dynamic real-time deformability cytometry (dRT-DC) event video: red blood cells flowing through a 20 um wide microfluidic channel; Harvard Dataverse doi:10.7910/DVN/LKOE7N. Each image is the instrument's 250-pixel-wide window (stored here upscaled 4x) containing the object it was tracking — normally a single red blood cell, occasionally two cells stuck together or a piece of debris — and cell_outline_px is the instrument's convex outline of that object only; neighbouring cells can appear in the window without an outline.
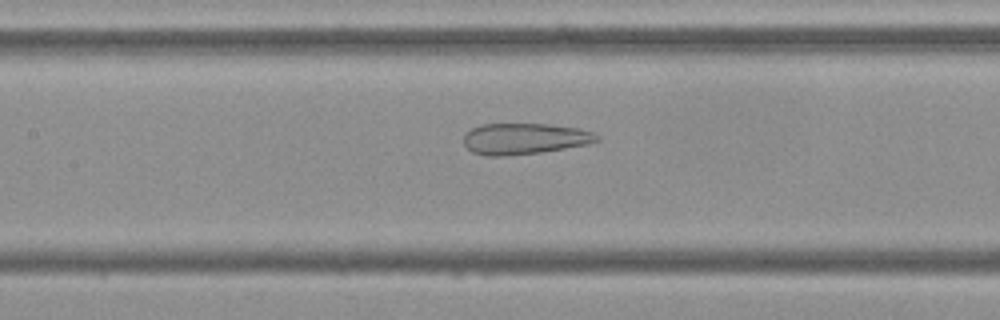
{"species": "Egyptian fruit bat (a non-hibernating species)", "species_latin": "Rousettus aegyptiacus", "temperature_condition": "cold", "stored_images_in_passage": 54, "camera_frame_rate_fps": 3000, "um_per_image_px": 0.085, "frame": {"image": 1, "passage_image": 24, "time_ms": 7.667, "image_size_px": [1000, 320], "cell_outline_px": [[600, 140], [588, 144], [540, 152], [504, 156], [484, 156], [472, 152], [464, 144], [464, 136], [472, 128], [480, 124], [548, 124], [580, 128], [596, 132], [600, 136]], "centroid_in_image_um": [44.61, 11.79], "position_along_channel_um": 162.8, "area_um2": 24.28}}
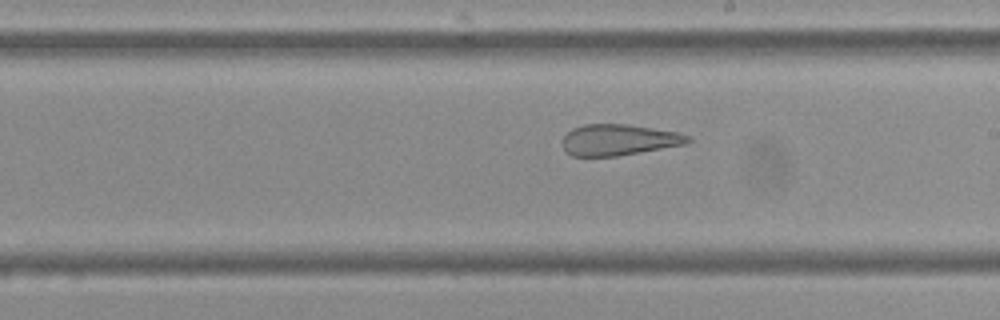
{"frame": {"image": 2, "passage_image": 30, "time_ms": 9.667, "image_size_px": [1000, 320], "cell_outline_px": [[692, 140], [688, 144], [616, 156], [572, 156], [564, 152], [564, 136], [572, 128], [584, 124], [628, 124], [680, 132], [692, 136]], "centroid_in_image_um": [52.65, 11.88], "position_along_channel_um": 236.3, "area_um2": 22.95}}
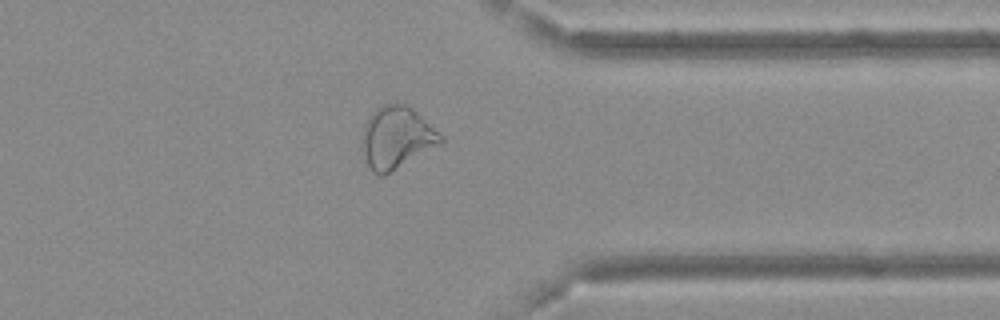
{"frame": {"image": 3, "passage_image": 42, "time_ms": 13.667, "image_size_px": [1000, 320], "cell_outline_px": [[444, 140], [440, 144], [384, 176], [380, 176], [372, 172], [360, 148], [360, 140], [364, 124], [368, 116], [376, 108], [384, 104], [408, 104], [440, 132], [444, 136]], "centroid_in_image_um": [33.68, 11.69], "position_along_channel_um": 377.7, "area_um2": 28.78}, "authors_computed_cell_mechanics": {"area_um2": 29.0734, "velocity_mm_per_s": 3.6973, "shape_relaxation_time_tau1_ms": null, "shape_relaxation_time_tau2_ms": 1.7764, "deformation_change_tau1": null, "deformation_change_tau2": 0.1152}}